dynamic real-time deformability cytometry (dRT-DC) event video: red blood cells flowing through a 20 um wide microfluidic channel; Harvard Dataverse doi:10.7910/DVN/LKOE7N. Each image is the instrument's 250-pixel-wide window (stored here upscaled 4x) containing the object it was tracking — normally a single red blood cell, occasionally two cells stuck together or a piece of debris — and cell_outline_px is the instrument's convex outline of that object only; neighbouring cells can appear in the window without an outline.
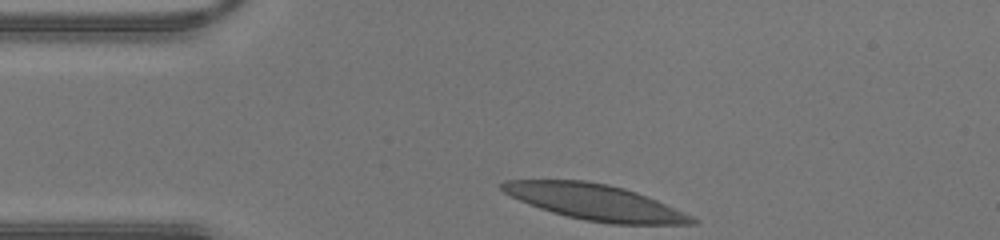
{"species": "human", "species_latin": "Homo sapiens", "temperature_condition": "warm", "stored_images_in_passage": 26, "camera_frame_rate_fps": 3000, "um_per_image_px": 0.085, "donor": {"sex": "male"}, "frame": {"image": 1, "passage_image": 1, "time_ms": 0.0, "image_size_px": [1000, 240], "cell_outline_px": [[700, 220], [696, 224], [612, 224], [584, 220], [552, 212], [528, 204], [504, 192], [500, 188], [500, 184], [504, 180], [584, 180], [608, 184], [624, 188], [636, 192], [656, 200], [692, 216]], "centroid_in_image_um": [50.58, 17.18], "position_along_channel_um": 34.4, "area_um2": 39.25}}
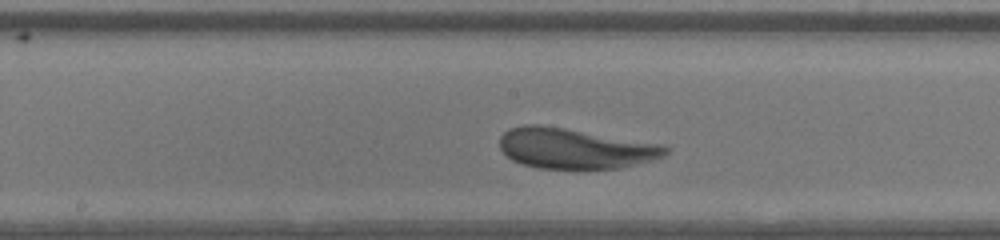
{"frame": {"image": 2, "passage_image": 14, "time_ms": 4.333, "image_size_px": [1000, 240], "cell_outline_px": [[672, 148], [664, 156], [652, 160], [620, 168], [540, 168], [520, 164], [512, 160], [500, 148], [500, 136], [508, 128], [524, 124], [540, 124], [660, 144]], "centroid_in_image_um": [48.84, 12.61], "position_along_channel_um": 199.4, "area_um2": 38.84}}
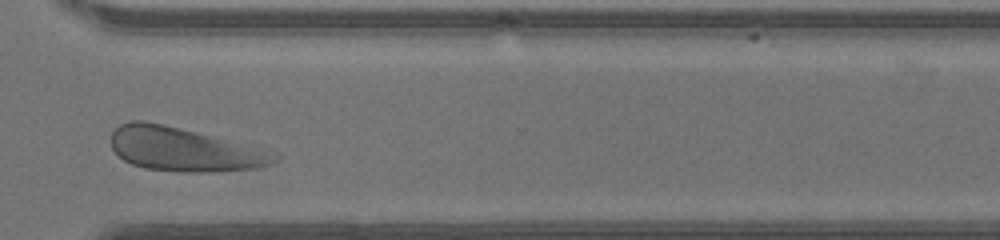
{"frame": {"image": 3, "passage_image": 24, "time_ms": 7.667, "image_size_px": [1000, 240], "cell_outline_px": [[280, 160], [272, 164], [256, 168], [212, 172], [180, 172], [144, 168], [132, 164], [124, 160], [112, 148], [112, 132], [120, 124], [132, 120], [144, 120], [272, 148], [280, 152]], "centroid_in_image_um": [15.8, 12.69], "position_along_channel_um": 354.8, "area_um2": 42.71}}